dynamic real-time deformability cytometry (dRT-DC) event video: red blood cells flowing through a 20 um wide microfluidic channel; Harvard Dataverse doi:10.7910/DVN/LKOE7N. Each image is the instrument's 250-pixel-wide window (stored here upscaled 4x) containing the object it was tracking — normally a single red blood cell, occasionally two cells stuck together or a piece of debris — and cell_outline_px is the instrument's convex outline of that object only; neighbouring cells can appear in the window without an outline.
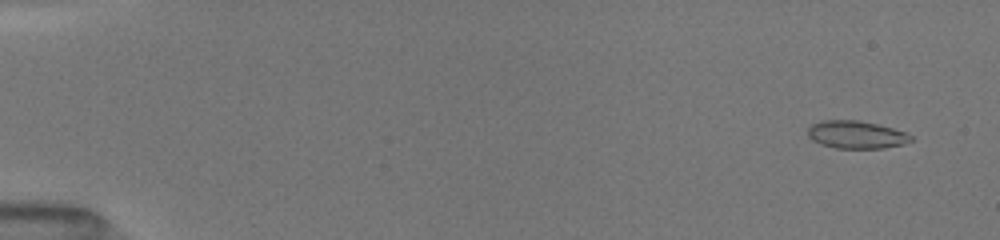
{"species": "common noctule bat (a hibernating species)", "species_latin": "Nyctalus noctula", "temperature_condition": "room temperature", "stored_images_in_passage": 51, "camera_frame_rate_fps": 3000, "um_per_image_px": 0.085, "animal": {"sex": "female", "body_mass_g": 19.5, "forearm_length_mm": 54.1}, "frame": {"image": 1, "passage_image": 3, "time_ms": 0.667, "image_size_px": [1000, 240], "cell_outline_px": [[912, 140], [904, 144], [884, 148], [836, 148], [820, 144], [812, 140], [808, 136], [808, 128], [812, 124], [820, 120], [860, 120], [908, 132], [912, 136]], "centroid_in_image_um": [72.78, 11.44], "position_along_channel_um": 12.2, "area_um2": 16.76}}
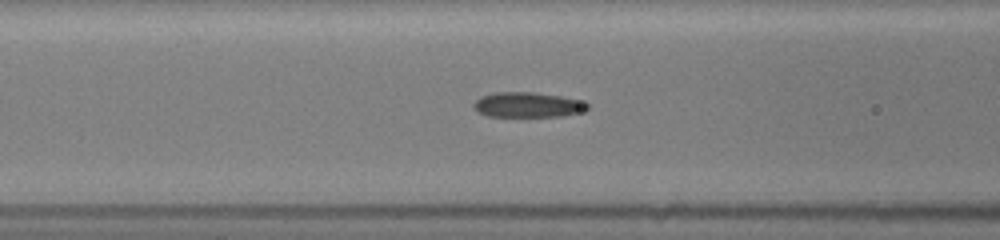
{"frame": {"image": 2, "passage_image": 22, "time_ms": 7.0, "image_size_px": [1000, 240], "cell_outline_px": [[588, 108], [584, 112], [564, 116], [488, 116], [472, 108], [472, 104], [480, 96], [496, 92], [532, 92], [560, 96], [576, 100], [588, 104]], "centroid_in_image_um": [44.82, 8.91], "position_along_channel_um": 121.8, "area_um2": 16.53}}
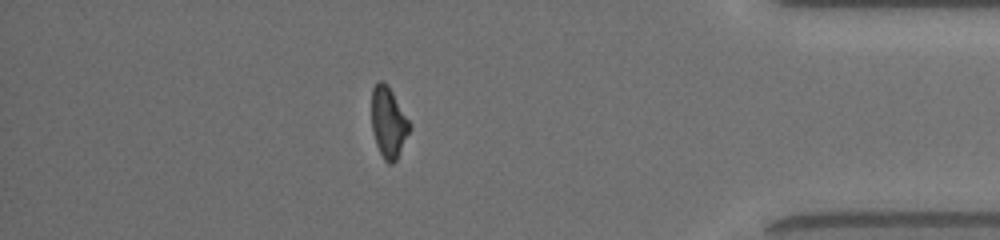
{"frame": {"image": 3, "passage_image": 45, "time_ms": 14.667, "image_size_px": [1000, 240], "cell_outline_px": [[412, 128], [396, 160], [392, 164], [388, 164], [384, 160], [376, 144], [372, 132], [372, 88], [380, 80], [384, 80], [388, 84], [412, 124]], "centroid_in_image_um": [33.04, 10.4], "position_along_channel_um": 402.2, "area_um2": 15.95}, "authors_computed_cell_mechanics": {"area_um2": 16.762, "velocity_mm_per_s": 4.0748, "shape_relaxation_time_tau1_ms": 9.629, "shape_relaxation_time_tau2_ms": 2.8988, "deformation_change_tau1": 0.216, "deformation_change_tau2": 0.0972}}